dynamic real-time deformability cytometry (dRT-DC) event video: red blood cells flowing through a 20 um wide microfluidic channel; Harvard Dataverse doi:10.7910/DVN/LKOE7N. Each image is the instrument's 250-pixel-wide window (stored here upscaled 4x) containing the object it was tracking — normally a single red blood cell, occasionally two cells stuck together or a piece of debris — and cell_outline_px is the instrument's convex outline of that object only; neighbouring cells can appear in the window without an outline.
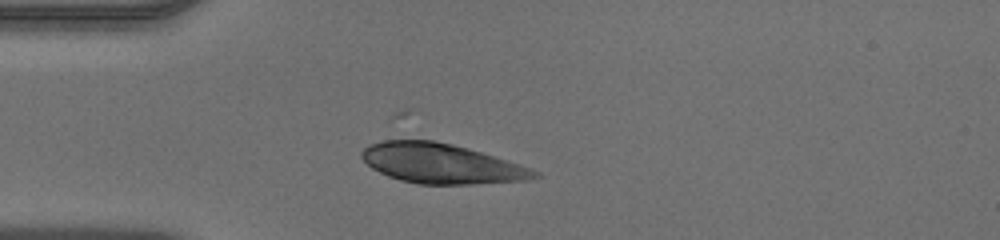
{"species": "human", "species_latin": "Homo sapiens", "temperature_condition": "warm", "stored_images_in_passage": 32, "camera_frame_rate_fps": 3000, "um_per_image_px": 0.085, "donor": {"sex": "male"}, "frame": {"image": 1, "passage_image": 1, "time_ms": 0.0, "image_size_px": [1000, 240], "cell_outline_px": [[540, 176], [524, 180], [472, 184], [420, 184], [400, 180], [388, 176], [372, 168], [360, 156], [360, 152], [364, 148], [372, 144], [384, 140], [432, 140], [452, 144], [480, 152], [532, 168], [540, 172]], "centroid_in_image_um": [37.49, 13.9], "position_along_channel_um": 47.5, "area_um2": 39.71}}
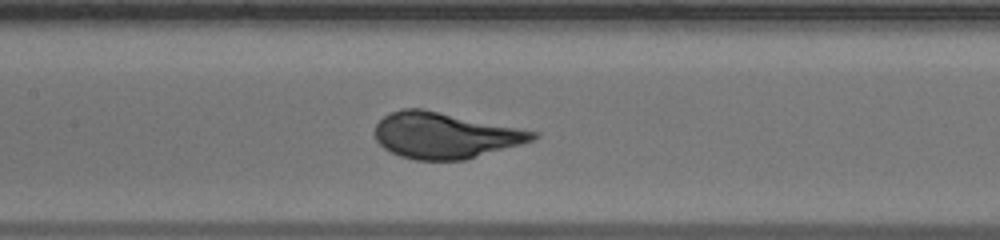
{"frame": {"image": 2, "passage_image": 11, "time_ms": 3.333, "image_size_px": [1000, 240], "cell_outline_px": [[540, 136], [532, 140], [520, 144], [464, 160], [416, 160], [400, 156], [384, 148], [376, 140], [376, 124], [384, 116], [400, 108], [424, 108], [536, 132]], "centroid_in_image_um": [37.78, 11.5], "position_along_channel_um": 169.6, "area_um2": 41.85}}
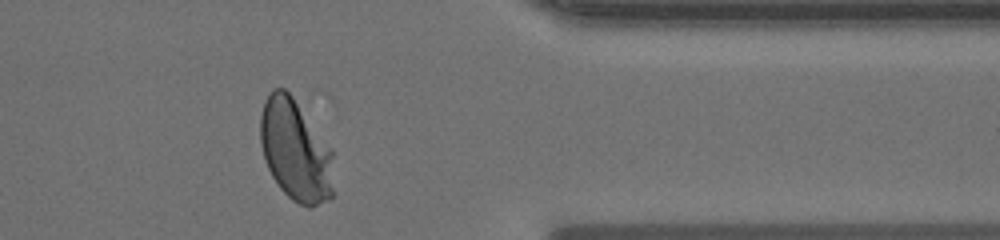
{"frame": {"image": 3, "passage_image": 28, "time_ms": 9.0, "image_size_px": [1000, 240], "cell_outline_px": [[332, 196], [328, 200], [312, 208], [308, 208], [292, 200], [280, 188], [272, 176], [268, 168], [260, 144], [260, 116], [264, 100], [272, 88], [284, 88], [292, 96], [332, 148]], "centroid_in_image_um": [25.1, 12.78], "position_along_channel_um": 386.3, "area_um2": 43.47}}